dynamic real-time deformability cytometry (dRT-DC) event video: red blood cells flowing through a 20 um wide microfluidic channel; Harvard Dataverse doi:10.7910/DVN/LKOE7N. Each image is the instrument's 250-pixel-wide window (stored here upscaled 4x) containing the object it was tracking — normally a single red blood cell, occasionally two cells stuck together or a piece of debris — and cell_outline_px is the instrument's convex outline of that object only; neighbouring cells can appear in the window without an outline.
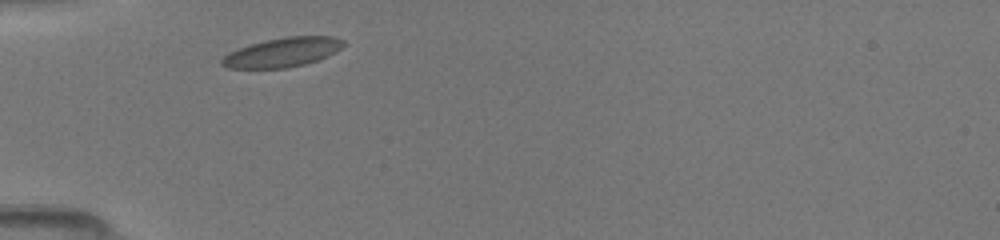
{"species": "common noctule bat (a hibernating species)", "species_latin": "Nyctalus noctula", "temperature_condition": "room temperature", "stored_images_in_passage": 34, "camera_frame_rate_fps": 3000, "um_per_image_px": 0.085, "animal": {"sex": "female", "body_mass_g": 19.5, "forearm_length_mm": 54.1}, "frame": {"image": 1, "passage_image": 1, "time_ms": 0.0, "image_size_px": [1000, 240], "cell_outline_px": [[344, 44], [340, 48], [316, 60], [304, 64], [288, 68], [228, 68], [220, 64], [220, 60], [228, 52], [264, 40], [284, 36], [332, 36], [344, 40]], "centroid_in_image_um": [23.96, 4.44], "position_along_channel_um": 61.0, "area_um2": 20.52}}
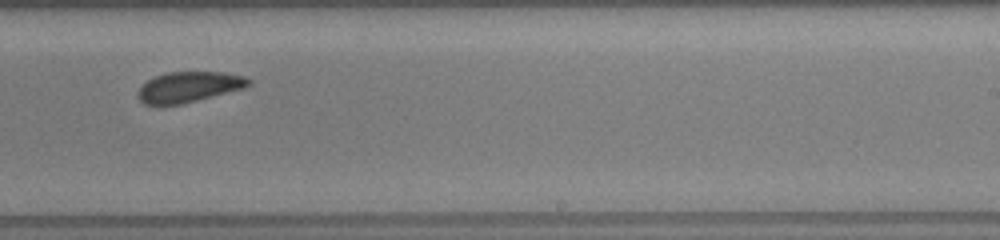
{"frame": {"image": 2, "passage_image": 17, "time_ms": 5.333, "image_size_px": [1000, 240], "cell_outline_px": [[252, 84], [244, 88], [180, 104], [156, 108], [144, 104], [136, 96], [136, 92], [148, 80], [156, 76], [168, 72], [224, 72], [244, 76], [252, 80]], "centroid_in_image_um": [16.01, 7.42], "position_along_channel_um": 273.0, "area_um2": 20.0}}
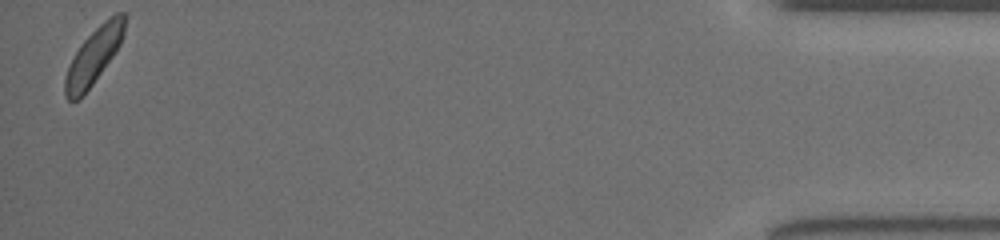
{"frame": {"image": 3, "passage_image": 34, "time_ms": 11.0, "image_size_px": [1000, 240], "cell_outline_px": [[128, 16], [124, 36], [120, 44], [112, 56], [92, 84], [76, 100], [68, 100], [64, 92], [64, 80], [68, 68], [80, 44], [104, 20], [116, 12], [128, 12]], "centroid_in_image_um": [8.02, 4.66], "position_along_channel_um": 427.2, "area_um2": 19.13}}